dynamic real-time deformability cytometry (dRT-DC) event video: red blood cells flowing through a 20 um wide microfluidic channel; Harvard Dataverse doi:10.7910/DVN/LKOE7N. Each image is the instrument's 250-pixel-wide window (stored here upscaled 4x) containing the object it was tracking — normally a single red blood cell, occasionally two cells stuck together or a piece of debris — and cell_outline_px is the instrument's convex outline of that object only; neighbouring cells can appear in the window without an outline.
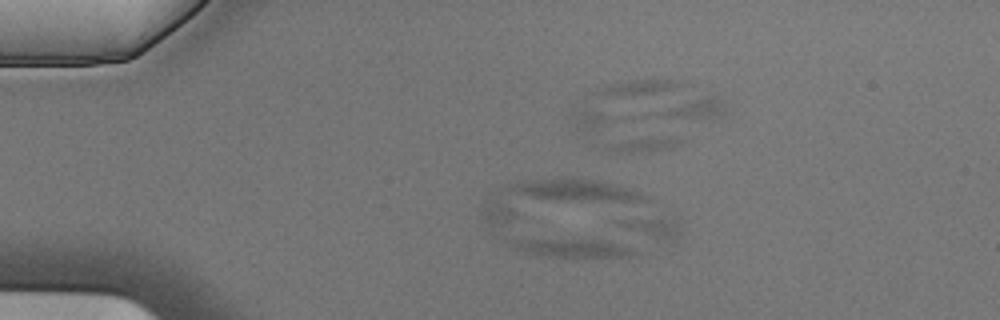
{"species": "Egyptian fruit bat (a non-hibernating species)", "species_latin": "Rousettus aegyptiacus", "temperature_condition": "cold", "stored_images_in_passage": 6, "camera_frame_rate_fps": 3000, "um_per_image_px": 0.085, "animal": {"sex": "male"}, "frame": {"image": 1, "passage_image": 4, "time_ms": 1.0, "image_size_px": [1000, 320], "cell_outline_px": [[640, 252], [636, 256], [544, 256], [524, 252], [512, 248], [508, 244], [508, 240], [604, 240]], "centroid_in_image_um": [48.6, 21.08], "position_along_channel_um": 36.4, "area_um2": 12.54}}